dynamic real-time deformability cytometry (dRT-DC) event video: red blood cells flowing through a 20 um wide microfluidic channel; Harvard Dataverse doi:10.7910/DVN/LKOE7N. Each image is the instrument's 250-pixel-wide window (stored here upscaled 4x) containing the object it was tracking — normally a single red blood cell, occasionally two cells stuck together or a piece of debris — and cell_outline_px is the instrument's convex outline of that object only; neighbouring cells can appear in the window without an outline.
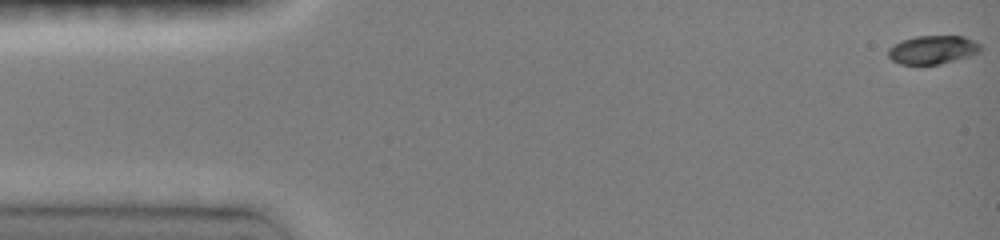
{"species": "common noctule bat (a hibernating species)", "species_latin": "Nyctalus noctula", "temperature_condition": "room temperature", "stored_images_in_passage": 40, "camera_frame_rate_fps": 3000, "um_per_image_px": 0.085, "animal": {"sex": "female", "body_mass_g": 19.0, "forearm_length_mm": 51.5}, "frame": {"image": 1, "passage_image": 1, "time_ms": 0.0, "image_size_px": [1000, 240], "cell_outline_px": [[984, 48], [980, 52], [968, 56], [940, 64], [900, 64], [892, 60], [888, 56], [888, 48], [900, 40], [916, 36], [964, 36], [980, 44]], "centroid_in_image_um": [79.27, 4.22], "position_along_channel_um": 5.7, "area_um2": 15.37}}
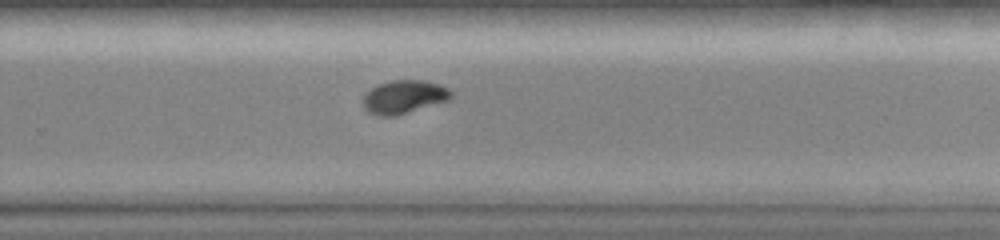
{"frame": {"image": 2, "passage_image": 32, "time_ms": 10.333, "image_size_px": [1000, 240], "cell_outline_px": [[452, 96], [448, 100], [396, 116], [380, 116], [368, 112], [364, 108], [364, 96], [372, 88], [380, 84], [392, 80], [424, 80], [440, 84], [448, 88], [452, 92]], "centroid_in_image_um": [34.36, 8.23], "position_along_channel_um": 295.4, "area_um2": 16.94}}
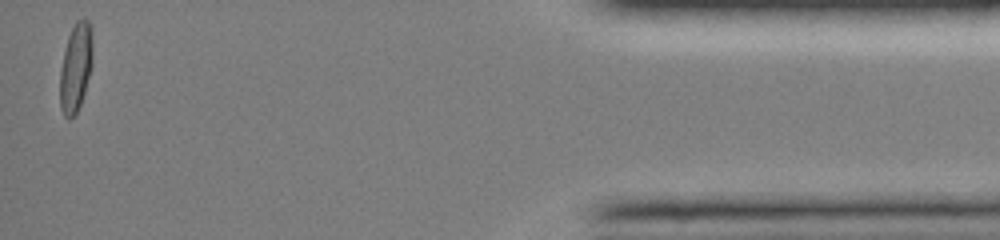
{"frame": {"image": 3, "passage_image": 40, "time_ms": 15.333, "image_size_px": [1000, 240], "cell_outline_px": [[92, 64], [84, 92], [80, 104], [76, 112], [68, 120], [64, 116], [60, 108], [60, 72], [64, 52], [68, 36], [76, 20], [88, 20], [92, 28]], "centroid_in_image_um": [6.43, 5.72], "position_along_channel_um": 428.8, "area_um2": 16.7}, "authors_computed_cell_mechanics": {"area_um2": 17.0221, "velocity_mm_per_s": 4.0427, "shape_relaxation_time_tau1_ms": 3.8242, "shape_relaxation_time_tau2_ms": 1.959, "deformation_change_tau1": 0.1962, "deformation_change_tau2": 0.0372}}